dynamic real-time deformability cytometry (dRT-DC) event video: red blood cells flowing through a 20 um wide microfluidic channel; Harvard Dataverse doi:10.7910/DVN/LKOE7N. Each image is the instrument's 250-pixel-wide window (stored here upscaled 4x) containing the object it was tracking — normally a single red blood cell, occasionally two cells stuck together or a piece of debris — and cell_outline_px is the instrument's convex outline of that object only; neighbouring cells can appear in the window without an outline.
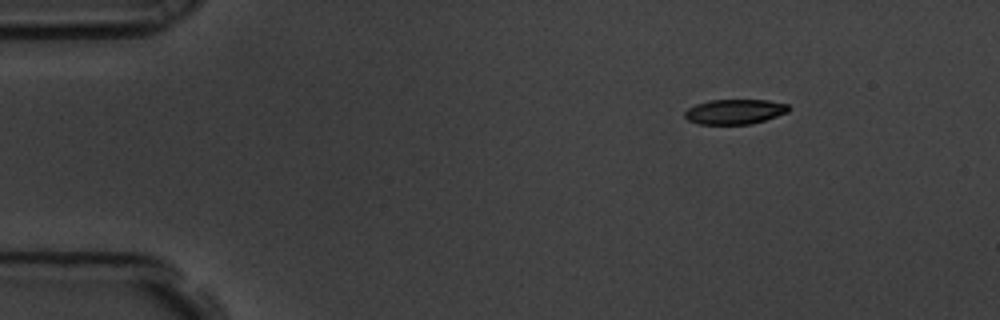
{"species": "common noctule bat (a hibernating species)", "species_latin": "Nyctalus noctula", "temperature_condition": "room temperature", "stored_images_in_passage": 4, "camera_frame_rate_fps": 3000, "um_per_image_px": 0.085, "animal": {"sex": "male", "body_mass_g": 19.5, "forearm_length_mm": 54.6}, "frame": {"image": 1, "passage_image": 1, "time_ms": 0.0, "image_size_px": [1000, 320], "cell_outline_px": [[792, 108], [788, 112], [764, 120], [748, 124], [700, 124], [688, 120], [684, 116], [684, 112], [688, 108], [696, 104], [712, 100], [768, 100], [788, 104]], "centroid_in_image_um": [62.47, 9.48], "position_along_channel_um": 22.5, "area_um2": 15.03}}
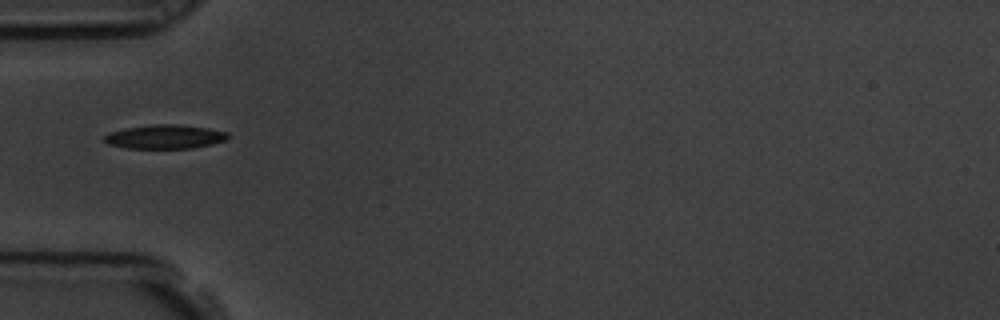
{"frame": {"image": 2, "passage_image": 4, "time_ms": 1.0, "image_size_px": [1000, 320], "cell_outline_px": [[232, 136], [228, 140], [212, 144], [192, 148], [128, 148], [108, 144], [100, 136], [108, 132], [124, 128], [152, 124], [180, 124], [208, 128], [228, 132]], "centroid_in_image_um": [14.03, 11.61], "position_along_channel_um": 71.0, "area_um2": 17.63}}